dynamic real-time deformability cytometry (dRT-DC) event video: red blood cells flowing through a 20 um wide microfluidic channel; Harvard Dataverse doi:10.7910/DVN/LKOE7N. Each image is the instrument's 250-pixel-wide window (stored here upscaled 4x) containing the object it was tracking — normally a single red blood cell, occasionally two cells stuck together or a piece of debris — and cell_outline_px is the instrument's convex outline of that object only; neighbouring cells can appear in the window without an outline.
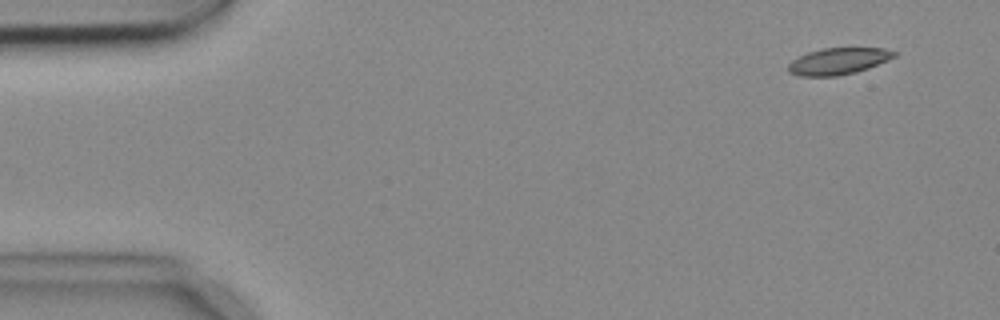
{"species": "common noctule bat (a hibernating species)", "species_latin": "Nyctalus noctula", "temperature_condition": "cold", "stored_images_in_passage": 5, "camera_frame_rate_fps": 3000, "um_per_image_px": 0.085, "animal": {"sex": "female", "body_mass_g": 18.4}, "frame": {"image": 1, "passage_image": 1, "time_ms": 0.0, "image_size_px": [1000, 320], "cell_outline_px": [[900, 52], [896, 56], [888, 60], [868, 68], [856, 72], [836, 76], [800, 76], [788, 72], [788, 64], [792, 60], [808, 52], [820, 48], [884, 48]], "centroid_in_image_um": [71.28, 5.19], "position_along_channel_um": 13.7, "area_um2": 16.53}}
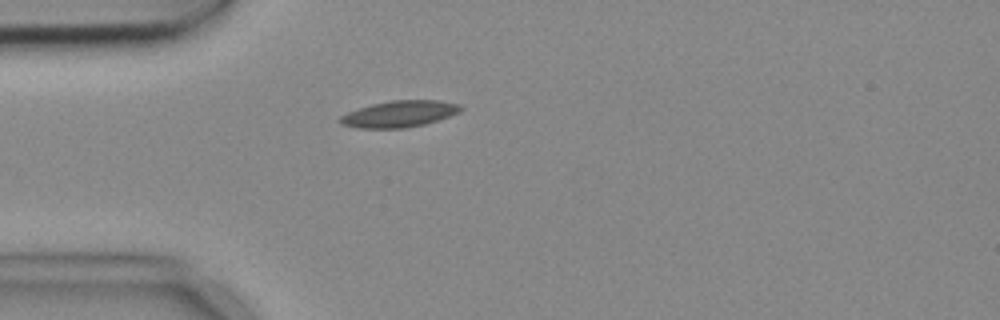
{"frame": {"image": 2, "passage_image": 4, "time_ms": 1.0, "image_size_px": [1000, 320], "cell_outline_px": [[464, 108], [460, 112], [424, 124], [404, 128], [356, 128], [340, 124], [336, 120], [340, 116], [348, 112], [372, 104], [392, 100], [440, 100], [460, 104]], "centroid_in_image_um": [33.92, 9.68], "position_along_channel_um": 51.1, "area_um2": 18.61}}